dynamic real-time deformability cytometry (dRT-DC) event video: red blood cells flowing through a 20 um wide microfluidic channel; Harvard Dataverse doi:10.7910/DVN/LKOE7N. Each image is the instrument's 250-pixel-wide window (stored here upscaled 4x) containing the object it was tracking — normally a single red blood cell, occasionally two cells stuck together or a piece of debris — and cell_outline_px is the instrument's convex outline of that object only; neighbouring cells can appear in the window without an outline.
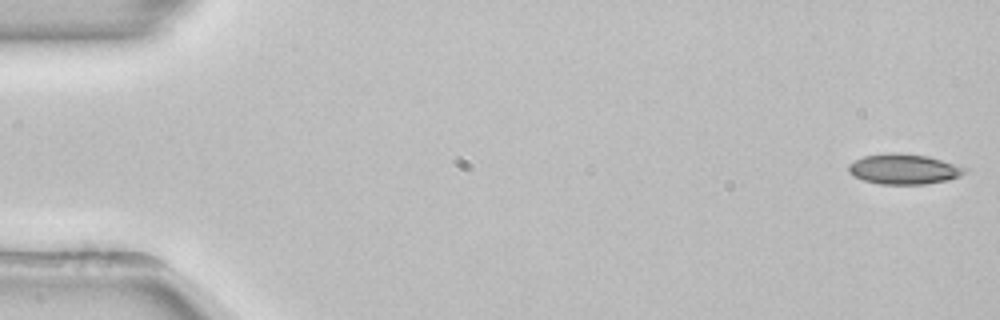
{"species": "common noctule bat (a hibernating species)", "species_latin": "Nyctalus noctula", "temperature_condition": "room temperature", "stored_images_in_passage": 53, "camera_frame_rate_fps": 3000, "um_per_image_px": 0.085, "animal": {"sex": "female", "body_mass_g": 22.7, "forearm_length_mm": 54.2}, "frame": {"image": 1, "passage_image": 1, "time_ms": 0.0, "image_size_px": [1000, 320], "cell_outline_px": [[968, 172], [960, 176], [948, 180], [924, 184], [880, 184], [864, 180], [852, 176], [848, 172], [848, 164], [864, 156], [888, 152], [896, 152], [928, 156], [968, 168]], "centroid_in_image_um": [76.83, 14.37], "position_along_channel_um": 8.2, "area_um2": 20.63}}
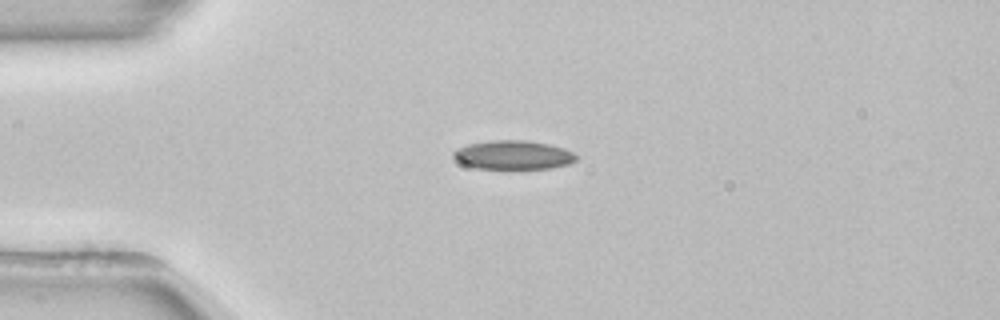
{"frame": {"image": 2, "passage_image": 13, "time_ms": 4.0, "image_size_px": [1000, 320], "cell_outline_px": [[580, 156], [576, 160], [568, 164], [552, 168], [508, 172], [476, 168], [464, 164], [456, 160], [452, 156], [452, 152], [456, 148], [468, 144], [492, 140], [528, 140], [548, 144], [564, 148]], "centroid_in_image_um": [43.62, 13.22], "position_along_channel_um": 41.4, "area_um2": 21.79}}
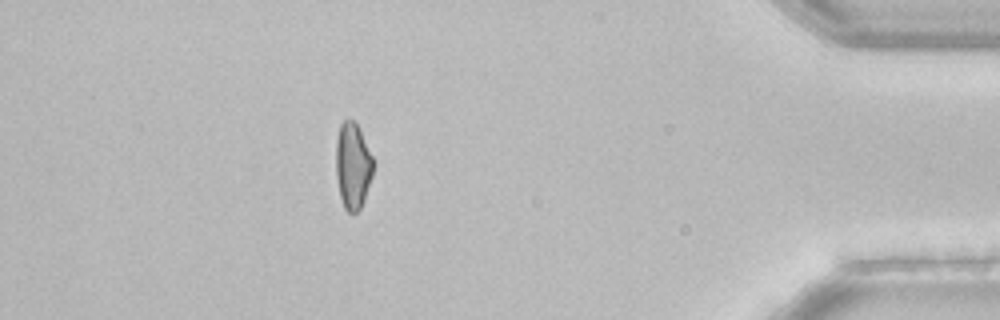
{"frame": {"image": 3, "passage_image": 47, "time_ms": 15.333, "image_size_px": [1000, 320], "cell_outline_px": [[372, 176], [364, 200], [360, 208], [356, 212], [348, 212], [344, 208], [340, 196], [336, 176], [336, 140], [340, 124], [344, 120], [352, 120], [356, 124], [372, 156]], "centroid_in_image_um": [29.96, 14.11], "position_along_channel_um": 405.2, "area_um2": 18.38}}